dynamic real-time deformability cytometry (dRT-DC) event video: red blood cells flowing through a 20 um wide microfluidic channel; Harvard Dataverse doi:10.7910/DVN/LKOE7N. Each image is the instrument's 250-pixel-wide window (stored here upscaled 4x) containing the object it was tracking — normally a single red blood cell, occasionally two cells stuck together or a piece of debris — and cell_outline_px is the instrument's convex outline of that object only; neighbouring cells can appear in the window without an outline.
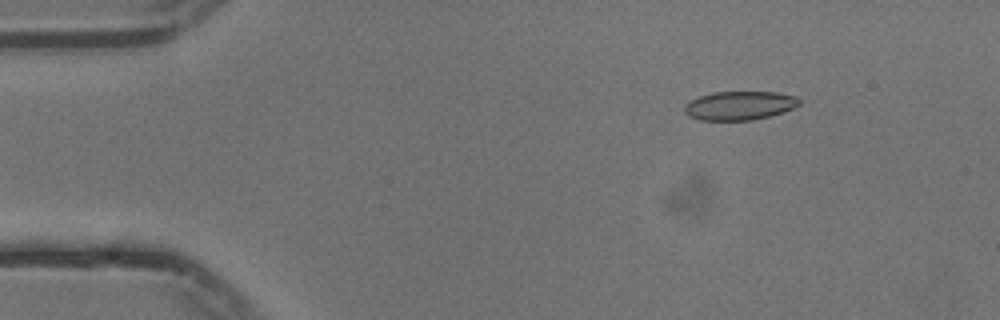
{"species": "common noctule bat (a hibernating species)", "species_latin": "Nyctalus noctula", "temperature_condition": "cold", "stored_images_in_passage": 55, "camera_frame_rate_fps": 3000, "um_per_image_px": 0.085, "animal": {"sex": "male", "body_mass_g": 13.3}, "frame": {"image": 1, "passage_image": 8, "time_ms": 2.333, "image_size_px": [1000, 320], "cell_outline_px": [[800, 104], [784, 112], [752, 120], [700, 120], [688, 116], [684, 112], [684, 104], [700, 96], [712, 92], [776, 92], [796, 96], [800, 100]], "centroid_in_image_um": [62.85, 8.97], "position_along_channel_um": 22.2, "area_um2": 19.25}}
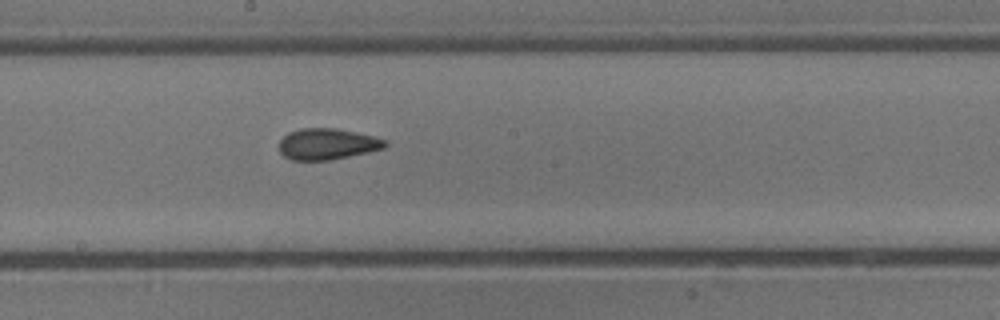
{"frame": {"image": 2, "passage_image": 30, "time_ms": 9.667, "image_size_px": [1000, 320], "cell_outline_px": [[388, 144], [384, 148], [348, 156], [328, 160], [292, 160], [284, 156], [280, 152], [280, 140], [288, 132], [300, 128], [336, 128], [372, 136], [388, 140]], "centroid_in_image_um": [27.8, 12.23], "position_along_channel_um": 220.4, "area_um2": 19.07}}
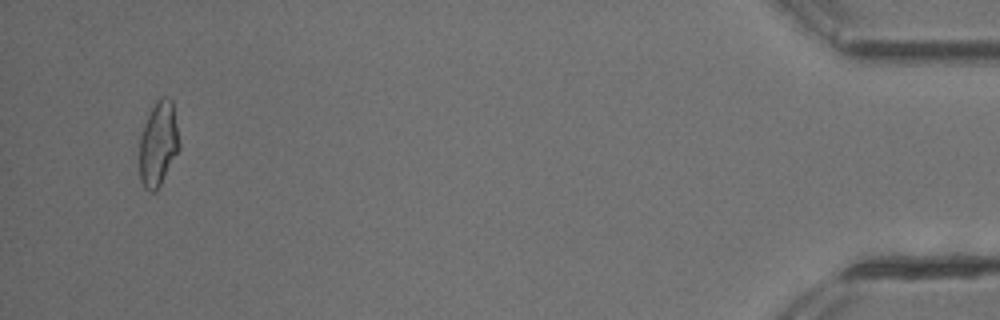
{"frame": {"image": 3, "passage_image": 53, "time_ms": 17.333, "image_size_px": [1000, 320], "cell_outline_px": [[180, 148], [156, 192], [148, 192], [144, 188], [140, 180], [140, 136], [144, 124], [156, 100], [160, 96], [164, 96], [172, 100], [180, 144]], "centroid_in_image_um": [13.45, 12.24], "position_along_channel_um": 421.7, "area_um2": 19.59}, "authors_computed_cell_mechanics": {"area_um2": 19.2474, "velocity_mm_per_s": 3.7474, "shape_relaxation_time_tau1_ms": 4.9684, "shape_relaxation_time_tau2_ms": 1.5291, "deformation_change_tau1": 0.1622, "deformation_change_tau2": 0.0884}}